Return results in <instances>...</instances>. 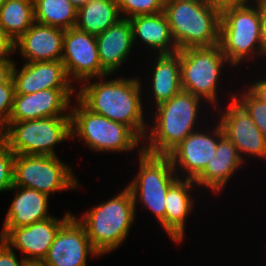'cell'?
Wrapping results in <instances>:
<instances>
[{"label":"cell","mask_w":266,"mask_h":266,"mask_svg":"<svg viewBox=\"0 0 266 266\" xmlns=\"http://www.w3.org/2000/svg\"><path fill=\"white\" fill-rule=\"evenodd\" d=\"M15 86L12 77L0 85V132L7 126L13 108Z\"/></svg>","instance_id":"cell-31"},{"label":"cell","mask_w":266,"mask_h":266,"mask_svg":"<svg viewBox=\"0 0 266 266\" xmlns=\"http://www.w3.org/2000/svg\"><path fill=\"white\" fill-rule=\"evenodd\" d=\"M99 61L102 68L112 75L127 59L134 44L132 26L128 18L117 23L96 36Z\"/></svg>","instance_id":"cell-20"},{"label":"cell","mask_w":266,"mask_h":266,"mask_svg":"<svg viewBox=\"0 0 266 266\" xmlns=\"http://www.w3.org/2000/svg\"><path fill=\"white\" fill-rule=\"evenodd\" d=\"M67 212L62 219L50 217L47 220L33 223L25 227L11 229L2 240L25 254L28 263H41L46 257L51 244L60 228L72 217Z\"/></svg>","instance_id":"cell-13"},{"label":"cell","mask_w":266,"mask_h":266,"mask_svg":"<svg viewBox=\"0 0 266 266\" xmlns=\"http://www.w3.org/2000/svg\"><path fill=\"white\" fill-rule=\"evenodd\" d=\"M64 33V29L34 22L14 42V48L15 50L19 48L20 54L24 59L26 58L27 62L61 60Z\"/></svg>","instance_id":"cell-18"},{"label":"cell","mask_w":266,"mask_h":266,"mask_svg":"<svg viewBox=\"0 0 266 266\" xmlns=\"http://www.w3.org/2000/svg\"><path fill=\"white\" fill-rule=\"evenodd\" d=\"M35 22L64 30L75 27L78 9L69 0H34Z\"/></svg>","instance_id":"cell-27"},{"label":"cell","mask_w":266,"mask_h":266,"mask_svg":"<svg viewBox=\"0 0 266 266\" xmlns=\"http://www.w3.org/2000/svg\"><path fill=\"white\" fill-rule=\"evenodd\" d=\"M15 189L18 191L7 212L0 239L13 228L25 227L52 217L47 215L49 197L47 194L14 185L9 191Z\"/></svg>","instance_id":"cell-19"},{"label":"cell","mask_w":266,"mask_h":266,"mask_svg":"<svg viewBox=\"0 0 266 266\" xmlns=\"http://www.w3.org/2000/svg\"><path fill=\"white\" fill-rule=\"evenodd\" d=\"M14 51V41L0 28V60H11L7 57Z\"/></svg>","instance_id":"cell-33"},{"label":"cell","mask_w":266,"mask_h":266,"mask_svg":"<svg viewBox=\"0 0 266 266\" xmlns=\"http://www.w3.org/2000/svg\"><path fill=\"white\" fill-rule=\"evenodd\" d=\"M152 76V93L158 106L182 91L180 51L171 54H158Z\"/></svg>","instance_id":"cell-24"},{"label":"cell","mask_w":266,"mask_h":266,"mask_svg":"<svg viewBox=\"0 0 266 266\" xmlns=\"http://www.w3.org/2000/svg\"><path fill=\"white\" fill-rule=\"evenodd\" d=\"M85 81L76 94L89 110L123 123L141 140L145 138L148 131L144 124L141 85L137 78H118L95 83L90 79Z\"/></svg>","instance_id":"cell-1"},{"label":"cell","mask_w":266,"mask_h":266,"mask_svg":"<svg viewBox=\"0 0 266 266\" xmlns=\"http://www.w3.org/2000/svg\"><path fill=\"white\" fill-rule=\"evenodd\" d=\"M120 14L116 0H90L78 9L75 27L97 36L122 19Z\"/></svg>","instance_id":"cell-25"},{"label":"cell","mask_w":266,"mask_h":266,"mask_svg":"<svg viewBox=\"0 0 266 266\" xmlns=\"http://www.w3.org/2000/svg\"><path fill=\"white\" fill-rule=\"evenodd\" d=\"M122 18L136 15L157 14L164 11L165 0H116Z\"/></svg>","instance_id":"cell-28"},{"label":"cell","mask_w":266,"mask_h":266,"mask_svg":"<svg viewBox=\"0 0 266 266\" xmlns=\"http://www.w3.org/2000/svg\"><path fill=\"white\" fill-rule=\"evenodd\" d=\"M77 9L86 5L90 0H69Z\"/></svg>","instance_id":"cell-38"},{"label":"cell","mask_w":266,"mask_h":266,"mask_svg":"<svg viewBox=\"0 0 266 266\" xmlns=\"http://www.w3.org/2000/svg\"><path fill=\"white\" fill-rule=\"evenodd\" d=\"M205 132H192L167 156L175 172L179 164L182 170H187V179L194 180L212 160L218 147V141L224 134L219 123L214 128V137ZM216 138V139H215ZM181 165V166H180ZM177 167V168H176Z\"/></svg>","instance_id":"cell-16"},{"label":"cell","mask_w":266,"mask_h":266,"mask_svg":"<svg viewBox=\"0 0 266 266\" xmlns=\"http://www.w3.org/2000/svg\"><path fill=\"white\" fill-rule=\"evenodd\" d=\"M246 91L241 96L239 94V97L234 95L233 98L246 110L266 138V104L257 100L248 90Z\"/></svg>","instance_id":"cell-29"},{"label":"cell","mask_w":266,"mask_h":266,"mask_svg":"<svg viewBox=\"0 0 266 266\" xmlns=\"http://www.w3.org/2000/svg\"><path fill=\"white\" fill-rule=\"evenodd\" d=\"M132 193L128 187L120 194L94 207L78 221L84 226L98 254L116 249L127 238L135 218Z\"/></svg>","instance_id":"cell-4"},{"label":"cell","mask_w":266,"mask_h":266,"mask_svg":"<svg viewBox=\"0 0 266 266\" xmlns=\"http://www.w3.org/2000/svg\"><path fill=\"white\" fill-rule=\"evenodd\" d=\"M228 60L219 44L180 51L182 90L208 100L216 108L217 82ZM223 65V66H222Z\"/></svg>","instance_id":"cell-9"},{"label":"cell","mask_w":266,"mask_h":266,"mask_svg":"<svg viewBox=\"0 0 266 266\" xmlns=\"http://www.w3.org/2000/svg\"><path fill=\"white\" fill-rule=\"evenodd\" d=\"M140 152L139 172L127 185L136 212L140 198L144 207L154 213L165 230V197L169 187L179 178L168 156ZM139 196V197H138Z\"/></svg>","instance_id":"cell-8"},{"label":"cell","mask_w":266,"mask_h":266,"mask_svg":"<svg viewBox=\"0 0 266 266\" xmlns=\"http://www.w3.org/2000/svg\"><path fill=\"white\" fill-rule=\"evenodd\" d=\"M74 89H46L30 94H15L8 122L71 116L63 113L69 109ZM72 94V95H71Z\"/></svg>","instance_id":"cell-15"},{"label":"cell","mask_w":266,"mask_h":266,"mask_svg":"<svg viewBox=\"0 0 266 266\" xmlns=\"http://www.w3.org/2000/svg\"><path fill=\"white\" fill-rule=\"evenodd\" d=\"M15 154L0 139V192L13 186Z\"/></svg>","instance_id":"cell-30"},{"label":"cell","mask_w":266,"mask_h":266,"mask_svg":"<svg viewBox=\"0 0 266 266\" xmlns=\"http://www.w3.org/2000/svg\"><path fill=\"white\" fill-rule=\"evenodd\" d=\"M133 31V40L138 37L146 46L157 49L158 54H171L178 52L173 39L171 28L166 14L136 15L129 18Z\"/></svg>","instance_id":"cell-23"},{"label":"cell","mask_w":266,"mask_h":266,"mask_svg":"<svg viewBox=\"0 0 266 266\" xmlns=\"http://www.w3.org/2000/svg\"><path fill=\"white\" fill-rule=\"evenodd\" d=\"M248 91L259 101L266 104V79L259 80L249 86Z\"/></svg>","instance_id":"cell-36"},{"label":"cell","mask_w":266,"mask_h":266,"mask_svg":"<svg viewBox=\"0 0 266 266\" xmlns=\"http://www.w3.org/2000/svg\"><path fill=\"white\" fill-rule=\"evenodd\" d=\"M202 99L192 93L180 91L170 100L156 106L155 125L146 134L147 146L142 150L167 156L189 134L195 131L199 103ZM149 140V142L147 141Z\"/></svg>","instance_id":"cell-3"},{"label":"cell","mask_w":266,"mask_h":266,"mask_svg":"<svg viewBox=\"0 0 266 266\" xmlns=\"http://www.w3.org/2000/svg\"><path fill=\"white\" fill-rule=\"evenodd\" d=\"M255 3V7H232L221 12L219 46L232 66L256 52L261 55L259 0Z\"/></svg>","instance_id":"cell-6"},{"label":"cell","mask_w":266,"mask_h":266,"mask_svg":"<svg viewBox=\"0 0 266 266\" xmlns=\"http://www.w3.org/2000/svg\"><path fill=\"white\" fill-rule=\"evenodd\" d=\"M72 216L58 231L43 266H86L89 253L100 256L87 236L84 226Z\"/></svg>","instance_id":"cell-12"},{"label":"cell","mask_w":266,"mask_h":266,"mask_svg":"<svg viewBox=\"0 0 266 266\" xmlns=\"http://www.w3.org/2000/svg\"><path fill=\"white\" fill-rule=\"evenodd\" d=\"M63 55L61 62L69 79L75 81L102 78L109 74L99 61L96 36L81 31L76 27L65 30L63 36Z\"/></svg>","instance_id":"cell-11"},{"label":"cell","mask_w":266,"mask_h":266,"mask_svg":"<svg viewBox=\"0 0 266 266\" xmlns=\"http://www.w3.org/2000/svg\"><path fill=\"white\" fill-rule=\"evenodd\" d=\"M13 185L45 193L78 187L70 166L57 156L15 155Z\"/></svg>","instance_id":"cell-10"},{"label":"cell","mask_w":266,"mask_h":266,"mask_svg":"<svg viewBox=\"0 0 266 266\" xmlns=\"http://www.w3.org/2000/svg\"><path fill=\"white\" fill-rule=\"evenodd\" d=\"M27 263L24 258L18 260L13 248L0 239V266H26Z\"/></svg>","instance_id":"cell-32"},{"label":"cell","mask_w":266,"mask_h":266,"mask_svg":"<svg viewBox=\"0 0 266 266\" xmlns=\"http://www.w3.org/2000/svg\"><path fill=\"white\" fill-rule=\"evenodd\" d=\"M35 22L32 0H6L0 8V28L16 42Z\"/></svg>","instance_id":"cell-26"},{"label":"cell","mask_w":266,"mask_h":266,"mask_svg":"<svg viewBox=\"0 0 266 266\" xmlns=\"http://www.w3.org/2000/svg\"><path fill=\"white\" fill-rule=\"evenodd\" d=\"M26 266H43L41 263H27Z\"/></svg>","instance_id":"cell-39"},{"label":"cell","mask_w":266,"mask_h":266,"mask_svg":"<svg viewBox=\"0 0 266 266\" xmlns=\"http://www.w3.org/2000/svg\"><path fill=\"white\" fill-rule=\"evenodd\" d=\"M242 163L243 157L239 156L235 145L223 134L213 159L208 161L205 169L193 181L213 192H219Z\"/></svg>","instance_id":"cell-21"},{"label":"cell","mask_w":266,"mask_h":266,"mask_svg":"<svg viewBox=\"0 0 266 266\" xmlns=\"http://www.w3.org/2000/svg\"><path fill=\"white\" fill-rule=\"evenodd\" d=\"M259 12L261 18V55H266V0H259Z\"/></svg>","instance_id":"cell-34"},{"label":"cell","mask_w":266,"mask_h":266,"mask_svg":"<svg viewBox=\"0 0 266 266\" xmlns=\"http://www.w3.org/2000/svg\"><path fill=\"white\" fill-rule=\"evenodd\" d=\"M183 180L178 178L169 187L165 197V230L176 243L183 240L186 217L194 204L189 191L196 183L192 179Z\"/></svg>","instance_id":"cell-22"},{"label":"cell","mask_w":266,"mask_h":266,"mask_svg":"<svg viewBox=\"0 0 266 266\" xmlns=\"http://www.w3.org/2000/svg\"><path fill=\"white\" fill-rule=\"evenodd\" d=\"M12 79L15 94H30L46 89H73L61 60L26 62L21 70L14 64Z\"/></svg>","instance_id":"cell-17"},{"label":"cell","mask_w":266,"mask_h":266,"mask_svg":"<svg viewBox=\"0 0 266 266\" xmlns=\"http://www.w3.org/2000/svg\"><path fill=\"white\" fill-rule=\"evenodd\" d=\"M249 0H207V2L218 11L222 12L225 9L232 7H241L248 5Z\"/></svg>","instance_id":"cell-35"},{"label":"cell","mask_w":266,"mask_h":266,"mask_svg":"<svg viewBox=\"0 0 266 266\" xmlns=\"http://www.w3.org/2000/svg\"><path fill=\"white\" fill-rule=\"evenodd\" d=\"M71 138V116L8 122L0 132V139L15 155L56 156L54 145Z\"/></svg>","instance_id":"cell-5"},{"label":"cell","mask_w":266,"mask_h":266,"mask_svg":"<svg viewBox=\"0 0 266 266\" xmlns=\"http://www.w3.org/2000/svg\"><path fill=\"white\" fill-rule=\"evenodd\" d=\"M13 60H0V85L6 83L12 77Z\"/></svg>","instance_id":"cell-37"},{"label":"cell","mask_w":266,"mask_h":266,"mask_svg":"<svg viewBox=\"0 0 266 266\" xmlns=\"http://www.w3.org/2000/svg\"><path fill=\"white\" fill-rule=\"evenodd\" d=\"M71 107V134L79 136L94 151H132L141 139L125 124L112 121L89 110L78 98ZM140 141V142H139Z\"/></svg>","instance_id":"cell-7"},{"label":"cell","mask_w":266,"mask_h":266,"mask_svg":"<svg viewBox=\"0 0 266 266\" xmlns=\"http://www.w3.org/2000/svg\"><path fill=\"white\" fill-rule=\"evenodd\" d=\"M6 0H0V8L5 3Z\"/></svg>","instance_id":"cell-40"},{"label":"cell","mask_w":266,"mask_h":266,"mask_svg":"<svg viewBox=\"0 0 266 266\" xmlns=\"http://www.w3.org/2000/svg\"><path fill=\"white\" fill-rule=\"evenodd\" d=\"M231 96V104L221 115L219 124L241 153L266 159V138L255 125L246 110Z\"/></svg>","instance_id":"cell-14"},{"label":"cell","mask_w":266,"mask_h":266,"mask_svg":"<svg viewBox=\"0 0 266 266\" xmlns=\"http://www.w3.org/2000/svg\"><path fill=\"white\" fill-rule=\"evenodd\" d=\"M164 13L179 51L219 44L221 12L207 0H165Z\"/></svg>","instance_id":"cell-2"}]
</instances>
